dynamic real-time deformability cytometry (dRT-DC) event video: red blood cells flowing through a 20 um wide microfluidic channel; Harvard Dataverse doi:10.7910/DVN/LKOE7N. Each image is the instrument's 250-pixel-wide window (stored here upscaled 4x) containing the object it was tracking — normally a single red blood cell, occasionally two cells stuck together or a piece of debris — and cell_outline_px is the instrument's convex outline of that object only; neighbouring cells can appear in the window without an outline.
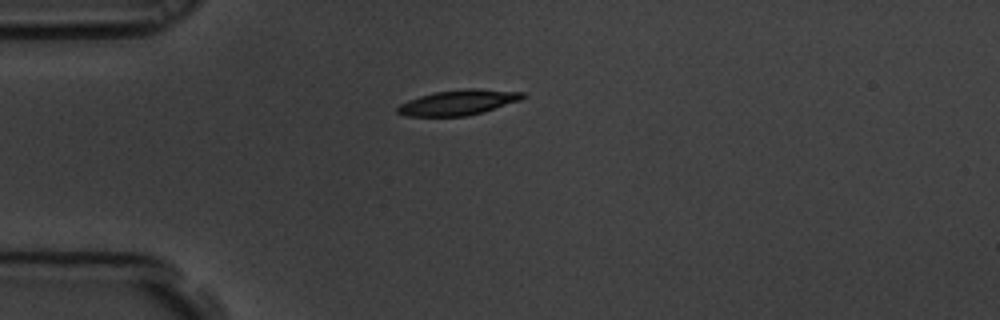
{"species": "common noctule bat (a hibernating species)", "species_latin": "Nyctalus noctula", "temperature_condition": "room temperature", "stored_images_in_passage": 45, "camera_frame_rate_fps": 3000, "um_per_image_px": 0.085, "animal": {"sex": "male", "body_mass_g": 19.5, "forearm_length_mm": 54.6}, "frame": {"image": 1, "passage_image": 1, "time_ms": 0.0, "image_size_px": [1000, 320], "cell_outline_px": [[528, 96], [520, 100], [484, 112], [468, 116], [404, 116], [396, 112], [396, 108], [400, 104], [408, 100], [420, 96], [436, 92], [468, 88], [476, 88], [524, 92]], "centroid_in_image_um": [38.98, 8.71], "position_along_channel_um": 46.0, "area_um2": 18.5}}
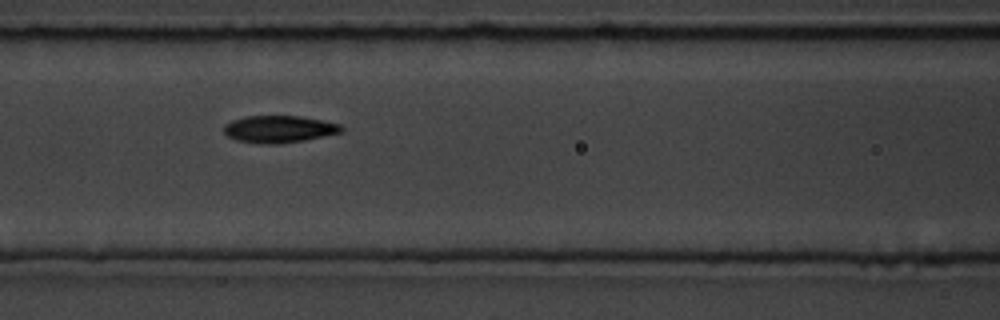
{"frame": {"image": 2, "passage_image": 11, "time_ms": 3.333, "image_size_px": [1000, 320], "cell_outline_px": [[344, 132], [304, 140], [276, 144], [264, 144], [236, 140], [228, 136], [224, 132], [224, 124], [232, 120], [244, 116], [300, 116], [324, 120], [340, 124], [344, 128]], "centroid_in_image_um": [23.74, 10.97], "position_along_channel_um": 142.9, "area_um2": 18.67}}
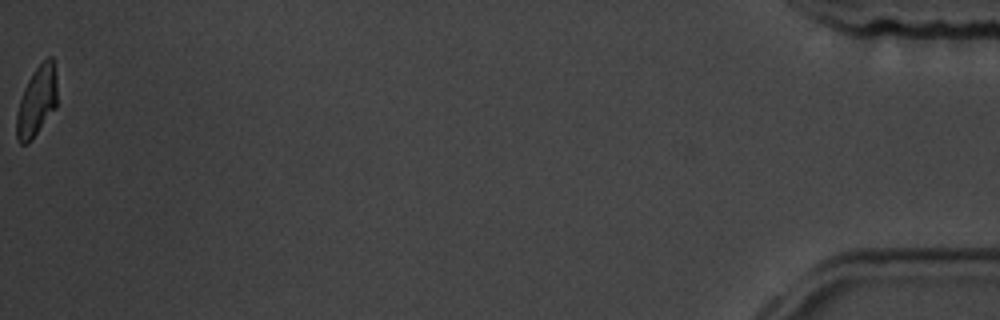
{"frame": {"image": 3, "passage_image": 45, "time_ms": 14.667, "image_size_px": [1000, 320], "cell_outline_px": [[56, 108], [32, 140], [28, 144], [20, 144], [16, 136], [16, 112], [24, 88], [28, 80], [36, 68], [48, 56], [52, 56], [56, 76]], "centroid_in_image_um": [3.11, 8.65], "position_along_channel_um": 432.1, "area_um2": 16.59}, "authors_computed_cell_mechanics": {"area_um2": 18.2648, "velocity_mm_per_s": 3.4433, "shape_relaxation_time_tau1_ms": 3.2151, "shape_relaxation_time_tau2_ms": 2.0705, "deformation_change_tau1": 0.151, "deformation_change_tau2": 0.0785}}